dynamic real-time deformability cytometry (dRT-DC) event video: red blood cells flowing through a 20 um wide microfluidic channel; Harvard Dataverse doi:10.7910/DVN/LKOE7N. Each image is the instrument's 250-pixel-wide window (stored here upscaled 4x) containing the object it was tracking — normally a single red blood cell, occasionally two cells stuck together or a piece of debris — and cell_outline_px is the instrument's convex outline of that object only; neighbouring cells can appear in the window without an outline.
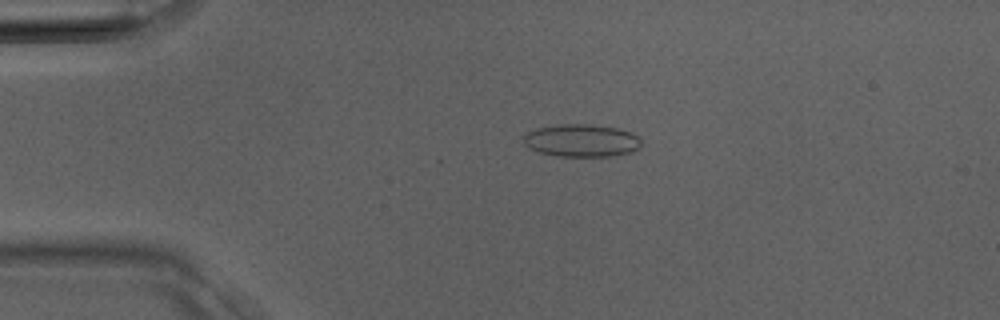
{"species": "Egyptian fruit bat (a non-hibernating species)", "species_latin": "Rousettus aegyptiacus", "temperature_condition": "room temperature", "stored_images_in_passage": 36, "camera_frame_rate_fps": 3000, "um_per_image_px": 0.085, "animal": {"sex": "male"}, "frame": {"image": 1, "passage_image": 7, "time_ms": 2.0, "image_size_px": [1000, 320], "cell_outline_px": [[640, 148], [632, 152], [612, 156], [556, 156], [540, 152], [528, 148], [524, 144], [524, 136], [528, 132], [536, 128], [556, 124], [588, 124], [616, 128], [632, 132], [640, 140]], "centroid_in_image_um": [49.42, 11.94], "position_along_channel_um": 35.6, "area_um2": 22.43}}
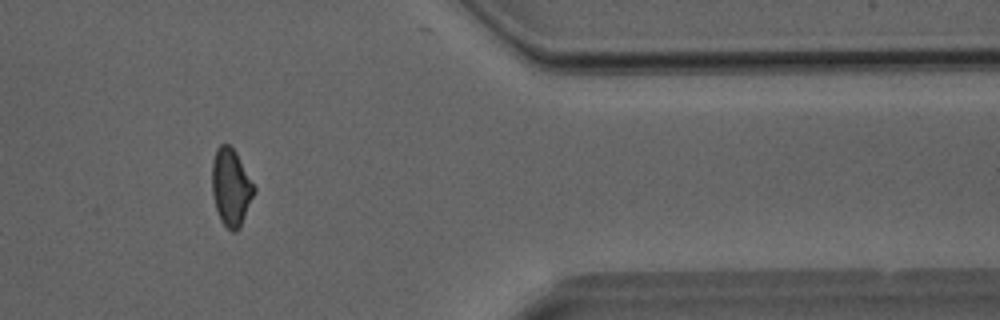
{"frame": {"image": 2, "passage_image": 30, "time_ms": 9.667, "image_size_px": [1000, 320], "cell_outline_px": [[256, 188], [240, 228], [236, 232], [232, 232], [220, 220], [212, 196], [212, 164], [216, 148], [220, 144], [228, 144], [236, 152]], "centroid_in_image_um": [19.62, 15.92], "position_along_channel_um": 391.8, "area_um2": 18.84}}
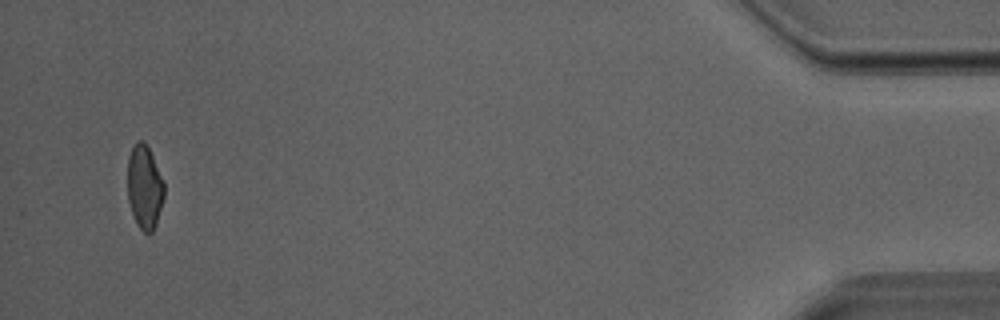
{"frame": {"image": 3, "passage_image": 35, "time_ms": 11.333, "image_size_px": [1000, 320], "cell_outline_px": [[164, 196], [156, 224], [152, 232], [148, 236], [136, 224], [128, 200], [128, 156], [136, 140], [144, 140], [148, 144], [164, 180]], "centroid_in_image_um": [12.29, 15.86], "position_along_channel_um": 422.9, "area_um2": 18.21}}